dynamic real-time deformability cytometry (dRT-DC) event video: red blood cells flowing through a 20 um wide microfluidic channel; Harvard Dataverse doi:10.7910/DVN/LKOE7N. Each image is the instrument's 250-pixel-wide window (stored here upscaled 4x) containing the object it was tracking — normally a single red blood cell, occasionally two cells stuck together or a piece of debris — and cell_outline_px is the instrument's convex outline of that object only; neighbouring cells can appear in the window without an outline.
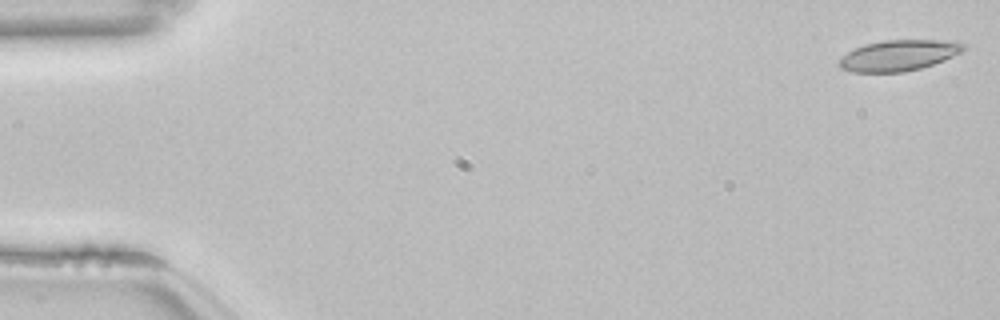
{"species": "common noctule bat (a hibernating species)", "species_latin": "Nyctalus noctula", "temperature_condition": "room temperature", "stored_images_in_passage": 30, "camera_frame_rate_fps": 3000, "um_per_image_px": 0.085, "animal": {"sex": "female", "body_mass_g": 22.7, "forearm_length_mm": 54.2}, "frame": {"image": 1, "passage_image": 1, "time_ms": 0.0, "image_size_px": [1000, 320], "cell_outline_px": [[968, 48], [944, 60], [920, 68], [904, 72], [852, 72], [840, 68], [836, 64], [848, 52], [864, 44], [884, 40], [940, 40], [964, 44]], "centroid_in_image_um": [76.36, 4.71], "position_along_channel_um": 8.6, "area_um2": 22.14}}